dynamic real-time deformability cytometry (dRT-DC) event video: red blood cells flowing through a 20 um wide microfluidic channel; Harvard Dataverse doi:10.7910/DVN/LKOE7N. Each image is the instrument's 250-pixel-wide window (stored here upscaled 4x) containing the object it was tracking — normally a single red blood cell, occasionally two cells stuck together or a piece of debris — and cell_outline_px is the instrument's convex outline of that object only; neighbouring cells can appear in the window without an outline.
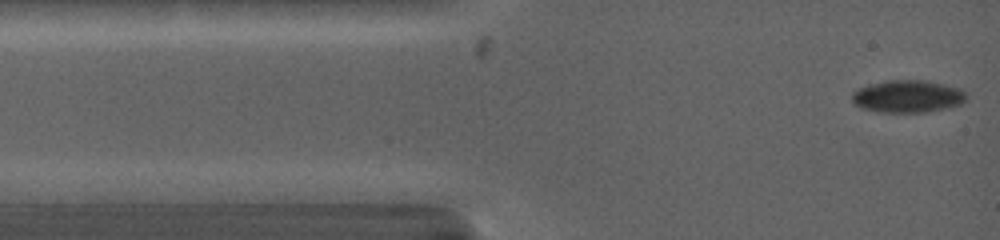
{"species": "common noctule bat (a hibernating species)", "species_latin": "Nyctalus noctula", "temperature_condition": "warm", "stored_images_in_passage": 14, "camera_frame_rate_fps": 5000, "um_per_image_px": 0.085, "animal": {"sex": "female", "body_mass_g": 19.0, "forearm_length_mm": 53.3}, "frame": {"image": 1, "passage_image": 1, "time_ms": 0.0, "image_size_px": [1000, 240], "cell_outline_px": [[968, 96], [960, 104], [928, 112], [880, 112], [860, 108], [852, 100], [852, 92], [856, 88], [868, 84], [884, 80], [928, 80], [960, 88]], "centroid_in_image_um": [77.11, 8.17], "position_along_channel_um": 7.9, "area_um2": 21.79}}
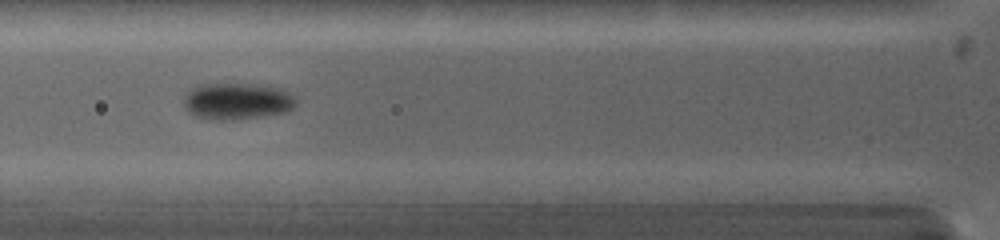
{"frame": {"image": 2, "passage_image": 12, "time_ms": 3.6, "image_size_px": [1000, 240], "cell_outline_px": [[296, 104], [292, 108], [284, 112], [260, 116], [232, 120], [220, 120], [196, 116], [188, 112], [184, 108], [184, 92], [188, 88], [196, 84], [252, 84], [280, 88], [288, 92], [296, 100]], "centroid_in_image_um": [20.07, 8.58], "position_along_channel_um": 105.7, "area_um2": 23.99}}